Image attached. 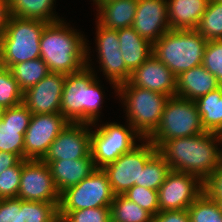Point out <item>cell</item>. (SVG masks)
Returning <instances> with one entry per match:
<instances>
[{"instance_id":"cell-3","label":"cell","mask_w":222,"mask_h":222,"mask_svg":"<svg viewBox=\"0 0 222 222\" xmlns=\"http://www.w3.org/2000/svg\"><path fill=\"white\" fill-rule=\"evenodd\" d=\"M67 24L62 18L48 23L40 37V58L50 72L65 75L79 72L87 66V38Z\"/></svg>"},{"instance_id":"cell-34","label":"cell","mask_w":222,"mask_h":222,"mask_svg":"<svg viewBox=\"0 0 222 222\" xmlns=\"http://www.w3.org/2000/svg\"><path fill=\"white\" fill-rule=\"evenodd\" d=\"M123 196L128 200L135 202L141 208L148 211L152 216L158 214V191L152 190L143 186L134 185L127 190Z\"/></svg>"},{"instance_id":"cell-43","label":"cell","mask_w":222,"mask_h":222,"mask_svg":"<svg viewBox=\"0 0 222 222\" xmlns=\"http://www.w3.org/2000/svg\"><path fill=\"white\" fill-rule=\"evenodd\" d=\"M217 204L219 210L222 212V197H211Z\"/></svg>"},{"instance_id":"cell-16","label":"cell","mask_w":222,"mask_h":222,"mask_svg":"<svg viewBox=\"0 0 222 222\" xmlns=\"http://www.w3.org/2000/svg\"><path fill=\"white\" fill-rule=\"evenodd\" d=\"M66 75L50 72L23 93V104L32 114L60 113Z\"/></svg>"},{"instance_id":"cell-18","label":"cell","mask_w":222,"mask_h":222,"mask_svg":"<svg viewBox=\"0 0 222 222\" xmlns=\"http://www.w3.org/2000/svg\"><path fill=\"white\" fill-rule=\"evenodd\" d=\"M31 116L23 103L4 109L0 120V151L11 152L24 159V135Z\"/></svg>"},{"instance_id":"cell-36","label":"cell","mask_w":222,"mask_h":222,"mask_svg":"<svg viewBox=\"0 0 222 222\" xmlns=\"http://www.w3.org/2000/svg\"><path fill=\"white\" fill-rule=\"evenodd\" d=\"M22 173V159L0 173V199L17 198Z\"/></svg>"},{"instance_id":"cell-24","label":"cell","mask_w":222,"mask_h":222,"mask_svg":"<svg viewBox=\"0 0 222 222\" xmlns=\"http://www.w3.org/2000/svg\"><path fill=\"white\" fill-rule=\"evenodd\" d=\"M138 0H111L97 6V22L119 30L133 25Z\"/></svg>"},{"instance_id":"cell-37","label":"cell","mask_w":222,"mask_h":222,"mask_svg":"<svg viewBox=\"0 0 222 222\" xmlns=\"http://www.w3.org/2000/svg\"><path fill=\"white\" fill-rule=\"evenodd\" d=\"M60 222H111L110 207L86 208L70 211Z\"/></svg>"},{"instance_id":"cell-26","label":"cell","mask_w":222,"mask_h":222,"mask_svg":"<svg viewBox=\"0 0 222 222\" xmlns=\"http://www.w3.org/2000/svg\"><path fill=\"white\" fill-rule=\"evenodd\" d=\"M55 0H9L11 16L56 22L61 20L53 11Z\"/></svg>"},{"instance_id":"cell-28","label":"cell","mask_w":222,"mask_h":222,"mask_svg":"<svg viewBox=\"0 0 222 222\" xmlns=\"http://www.w3.org/2000/svg\"><path fill=\"white\" fill-rule=\"evenodd\" d=\"M60 202H34L20 199L18 222H60Z\"/></svg>"},{"instance_id":"cell-35","label":"cell","mask_w":222,"mask_h":222,"mask_svg":"<svg viewBox=\"0 0 222 222\" xmlns=\"http://www.w3.org/2000/svg\"><path fill=\"white\" fill-rule=\"evenodd\" d=\"M202 65L213 74L222 85V40L208 41Z\"/></svg>"},{"instance_id":"cell-14","label":"cell","mask_w":222,"mask_h":222,"mask_svg":"<svg viewBox=\"0 0 222 222\" xmlns=\"http://www.w3.org/2000/svg\"><path fill=\"white\" fill-rule=\"evenodd\" d=\"M91 128H90V127ZM93 124L69 122L50 145L42 161L75 160L91 156V130Z\"/></svg>"},{"instance_id":"cell-40","label":"cell","mask_w":222,"mask_h":222,"mask_svg":"<svg viewBox=\"0 0 222 222\" xmlns=\"http://www.w3.org/2000/svg\"><path fill=\"white\" fill-rule=\"evenodd\" d=\"M150 222H190V217L187 209L162 211L152 216Z\"/></svg>"},{"instance_id":"cell-9","label":"cell","mask_w":222,"mask_h":222,"mask_svg":"<svg viewBox=\"0 0 222 222\" xmlns=\"http://www.w3.org/2000/svg\"><path fill=\"white\" fill-rule=\"evenodd\" d=\"M127 125L107 122L91 131V156L96 168H103L130 152L137 146L136 138L139 142L143 140L129 123Z\"/></svg>"},{"instance_id":"cell-5","label":"cell","mask_w":222,"mask_h":222,"mask_svg":"<svg viewBox=\"0 0 222 222\" xmlns=\"http://www.w3.org/2000/svg\"><path fill=\"white\" fill-rule=\"evenodd\" d=\"M116 96L125 105L127 123L142 139H148L158 128L168 96L143 89L128 81L117 86Z\"/></svg>"},{"instance_id":"cell-42","label":"cell","mask_w":222,"mask_h":222,"mask_svg":"<svg viewBox=\"0 0 222 222\" xmlns=\"http://www.w3.org/2000/svg\"><path fill=\"white\" fill-rule=\"evenodd\" d=\"M20 160L21 158L17 154L0 151V173L15 166Z\"/></svg>"},{"instance_id":"cell-10","label":"cell","mask_w":222,"mask_h":222,"mask_svg":"<svg viewBox=\"0 0 222 222\" xmlns=\"http://www.w3.org/2000/svg\"><path fill=\"white\" fill-rule=\"evenodd\" d=\"M157 152L151 141L143 139L141 145L138 144L130 152L105 165L102 169L108 177L113 193L123 195L136 183H140L141 170Z\"/></svg>"},{"instance_id":"cell-31","label":"cell","mask_w":222,"mask_h":222,"mask_svg":"<svg viewBox=\"0 0 222 222\" xmlns=\"http://www.w3.org/2000/svg\"><path fill=\"white\" fill-rule=\"evenodd\" d=\"M170 171L169 164L157 152L141 170L140 183L136 185L158 191Z\"/></svg>"},{"instance_id":"cell-17","label":"cell","mask_w":222,"mask_h":222,"mask_svg":"<svg viewBox=\"0 0 222 222\" xmlns=\"http://www.w3.org/2000/svg\"><path fill=\"white\" fill-rule=\"evenodd\" d=\"M133 29L151 44L170 30L167 0H138Z\"/></svg>"},{"instance_id":"cell-4","label":"cell","mask_w":222,"mask_h":222,"mask_svg":"<svg viewBox=\"0 0 222 222\" xmlns=\"http://www.w3.org/2000/svg\"><path fill=\"white\" fill-rule=\"evenodd\" d=\"M207 40L196 30H169L153 44V55L177 77L202 65Z\"/></svg>"},{"instance_id":"cell-45","label":"cell","mask_w":222,"mask_h":222,"mask_svg":"<svg viewBox=\"0 0 222 222\" xmlns=\"http://www.w3.org/2000/svg\"><path fill=\"white\" fill-rule=\"evenodd\" d=\"M3 112L4 108L0 105V120L2 119Z\"/></svg>"},{"instance_id":"cell-11","label":"cell","mask_w":222,"mask_h":222,"mask_svg":"<svg viewBox=\"0 0 222 222\" xmlns=\"http://www.w3.org/2000/svg\"><path fill=\"white\" fill-rule=\"evenodd\" d=\"M69 121L61 114H32L24 135V159L42 160Z\"/></svg>"},{"instance_id":"cell-19","label":"cell","mask_w":222,"mask_h":222,"mask_svg":"<svg viewBox=\"0 0 222 222\" xmlns=\"http://www.w3.org/2000/svg\"><path fill=\"white\" fill-rule=\"evenodd\" d=\"M128 82L168 97L176 96L177 77L153 54L131 73Z\"/></svg>"},{"instance_id":"cell-15","label":"cell","mask_w":222,"mask_h":222,"mask_svg":"<svg viewBox=\"0 0 222 222\" xmlns=\"http://www.w3.org/2000/svg\"><path fill=\"white\" fill-rule=\"evenodd\" d=\"M96 39L99 65L109 83L113 84V89L117 91V86L129 80L131 72L127 69L118 38V30L109 29L100 25L96 21Z\"/></svg>"},{"instance_id":"cell-32","label":"cell","mask_w":222,"mask_h":222,"mask_svg":"<svg viewBox=\"0 0 222 222\" xmlns=\"http://www.w3.org/2000/svg\"><path fill=\"white\" fill-rule=\"evenodd\" d=\"M190 222H222V212L205 191L188 207Z\"/></svg>"},{"instance_id":"cell-6","label":"cell","mask_w":222,"mask_h":222,"mask_svg":"<svg viewBox=\"0 0 222 222\" xmlns=\"http://www.w3.org/2000/svg\"><path fill=\"white\" fill-rule=\"evenodd\" d=\"M48 22L11 16L0 37V66L40 58V37Z\"/></svg>"},{"instance_id":"cell-20","label":"cell","mask_w":222,"mask_h":222,"mask_svg":"<svg viewBox=\"0 0 222 222\" xmlns=\"http://www.w3.org/2000/svg\"><path fill=\"white\" fill-rule=\"evenodd\" d=\"M47 165L60 194L80 183L96 169L92 157L50 161Z\"/></svg>"},{"instance_id":"cell-25","label":"cell","mask_w":222,"mask_h":222,"mask_svg":"<svg viewBox=\"0 0 222 222\" xmlns=\"http://www.w3.org/2000/svg\"><path fill=\"white\" fill-rule=\"evenodd\" d=\"M195 102L205 132L222 135V85Z\"/></svg>"},{"instance_id":"cell-27","label":"cell","mask_w":222,"mask_h":222,"mask_svg":"<svg viewBox=\"0 0 222 222\" xmlns=\"http://www.w3.org/2000/svg\"><path fill=\"white\" fill-rule=\"evenodd\" d=\"M9 69L23 92L50 73L47 64L41 58L14 64Z\"/></svg>"},{"instance_id":"cell-1","label":"cell","mask_w":222,"mask_h":222,"mask_svg":"<svg viewBox=\"0 0 222 222\" xmlns=\"http://www.w3.org/2000/svg\"><path fill=\"white\" fill-rule=\"evenodd\" d=\"M222 135L203 132L165 141L158 153L170 169L197 176L203 183L222 164Z\"/></svg>"},{"instance_id":"cell-21","label":"cell","mask_w":222,"mask_h":222,"mask_svg":"<svg viewBox=\"0 0 222 222\" xmlns=\"http://www.w3.org/2000/svg\"><path fill=\"white\" fill-rule=\"evenodd\" d=\"M220 86L217 78L200 65L177 76L176 96L195 101Z\"/></svg>"},{"instance_id":"cell-29","label":"cell","mask_w":222,"mask_h":222,"mask_svg":"<svg viewBox=\"0 0 222 222\" xmlns=\"http://www.w3.org/2000/svg\"><path fill=\"white\" fill-rule=\"evenodd\" d=\"M111 222H150L152 215L123 195H115L110 205Z\"/></svg>"},{"instance_id":"cell-12","label":"cell","mask_w":222,"mask_h":222,"mask_svg":"<svg viewBox=\"0 0 222 222\" xmlns=\"http://www.w3.org/2000/svg\"><path fill=\"white\" fill-rule=\"evenodd\" d=\"M204 191V183L192 174L171 170L158 189L159 212L186 210Z\"/></svg>"},{"instance_id":"cell-7","label":"cell","mask_w":222,"mask_h":222,"mask_svg":"<svg viewBox=\"0 0 222 222\" xmlns=\"http://www.w3.org/2000/svg\"><path fill=\"white\" fill-rule=\"evenodd\" d=\"M205 132L195 101L178 96L166 101L160 124L148 138L158 149L165 141Z\"/></svg>"},{"instance_id":"cell-33","label":"cell","mask_w":222,"mask_h":222,"mask_svg":"<svg viewBox=\"0 0 222 222\" xmlns=\"http://www.w3.org/2000/svg\"><path fill=\"white\" fill-rule=\"evenodd\" d=\"M23 93L10 69L0 66V105L5 109L23 103Z\"/></svg>"},{"instance_id":"cell-23","label":"cell","mask_w":222,"mask_h":222,"mask_svg":"<svg viewBox=\"0 0 222 222\" xmlns=\"http://www.w3.org/2000/svg\"><path fill=\"white\" fill-rule=\"evenodd\" d=\"M118 38L124 63L131 73L153 54V44L143 39L132 26L119 29Z\"/></svg>"},{"instance_id":"cell-13","label":"cell","mask_w":222,"mask_h":222,"mask_svg":"<svg viewBox=\"0 0 222 222\" xmlns=\"http://www.w3.org/2000/svg\"><path fill=\"white\" fill-rule=\"evenodd\" d=\"M17 198L34 202H60L50 169L42 160L22 159V173Z\"/></svg>"},{"instance_id":"cell-41","label":"cell","mask_w":222,"mask_h":222,"mask_svg":"<svg viewBox=\"0 0 222 222\" xmlns=\"http://www.w3.org/2000/svg\"><path fill=\"white\" fill-rule=\"evenodd\" d=\"M10 17L9 0H0V37L4 34Z\"/></svg>"},{"instance_id":"cell-22","label":"cell","mask_w":222,"mask_h":222,"mask_svg":"<svg viewBox=\"0 0 222 222\" xmlns=\"http://www.w3.org/2000/svg\"><path fill=\"white\" fill-rule=\"evenodd\" d=\"M209 0H167L170 30L197 29Z\"/></svg>"},{"instance_id":"cell-39","label":"cell","mask_w":222,"mask_h":222,"mask_svg":"<svg viewBox=\"0 0 222 222\" xmlns=\"http://www.w3.org/2000/svg\"><path fill=\"white\" fill-rule=\"evenodd\" d=\"M204 191L210 197H222V164L204 182Z\"/></svg>"},{"instance_id":"cell-30","label":"cell","mask_w":222,"mask_h":222,"mask_svg":"<svg viewBox=\"0 0 222 222\" xmlns=\"http://www.w3.org/2000/svg\"><path fill=\"white\" fill-rule=\"evenodd\" d=\"M196 30L207 41L222 40V1H208Z\"/></svg>"},{"instance_id":"cell-38","label":"cell","mask_w":222,"mask_h":222,"mask_svg":"<svg viewBox=\"0 0 222 222\" xmlns=\"http://www.w3.org/2000/svg\"><path fill=\"white\" fill-rule=\"evenodd\" d=\"M18 211H20V199H0V222H18Z\"/></svg>"},{"instance_id":"cell-8","label":"cell","mask_w":222,"mask_h":222,"mask_svg":"<svg viewBox=\"0 0 222 222\" xmlns=\"http://www.w3.org/2000/svg\"><path fill=\"white\" fill-rule=\"evenodd\" d=\"M115 194L102 168H96L87 178L60 194L59 219L70 211L110 207Z\"/></svg>"},{"instance_id":"cell-44","label":"cell","mask_w":222,"mask_h":222,"mask_svg":"<svg viewBox=\"0 0 222 222\" xmlns=\"http://www.w3.org/2000/svg\"><path fill=\"white\" fill-rule=\"evenodd\" d=\"M107 1H111V0H93L94 4L97 5V6H98L100 3L107 2Z\"/></svg>"},{"instance_id":"cell-2","label":"cell","mask_w":222,"mask_h":222,"mask_svg":"<svg viewBox=\"0 0 222 222\" xmlns=\"http://www.w3.org/2000/svg\"><path fill=\"white\" fill-rule=\"evenodd\" d=\"M86 44L87 66L79 72L66 75L60 113L69 122H84L97 127L95 123L100 117V105L103 104L105 95L100 80L89 62L91 49L88 43Z\"/></svg>"}]
</instances>
